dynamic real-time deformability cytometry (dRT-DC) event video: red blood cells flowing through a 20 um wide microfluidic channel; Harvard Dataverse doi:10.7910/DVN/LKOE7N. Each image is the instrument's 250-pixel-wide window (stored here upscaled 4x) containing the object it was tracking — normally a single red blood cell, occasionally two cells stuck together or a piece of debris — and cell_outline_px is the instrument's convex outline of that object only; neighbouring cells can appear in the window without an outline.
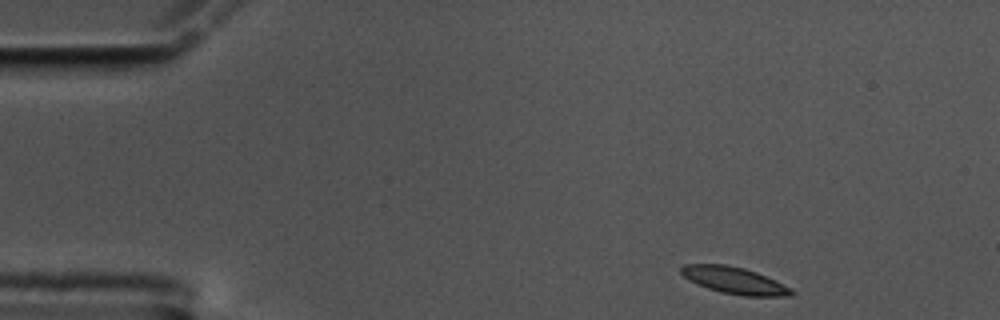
{"species": "common noctule bat (a hibernating species)", "species_latin": "Nyctalus noctula", "temperature_condition": "cold", "stored_images_in_passage": 45, "camera_frame_rate_fps": 3000, "um_per_image_px": 0.085, "animal": {"sex": "male", "body_mass_g": 17.5, "forearm_length_mm": 52.3}, "frame": {"image": 1, "passage_image": 1, "time_ms": 0.0, "image_size_px": [1000, 320], "cell_outline_px": [[796, 292], [792, 296], [744, 296], [720, 292], [696, 284], [684, 276], [680, 272], [680, 268], [684, 264], [728, 264], [744, 268], [756, 272], [792, 288]], "centroid_in_image_um": [62.43, 23.84], "position_along_channel_um": 22.6, "area_um2": 17.28}}
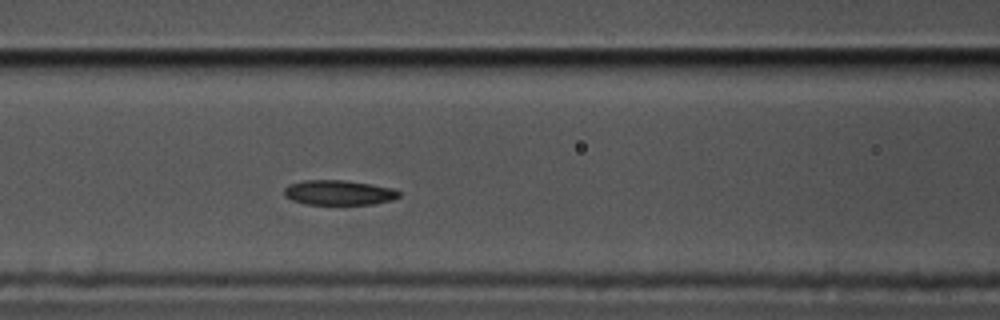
{"frame": {"image": 2, "passage_image": 18, "time_ms": 5.667, "image_size_px": [1000, 320], "cell_outline_px": [[400, 196], [392, 200], [372, 204], [304, 204], [292, 200], [284, 196], [284, 188], [288, 184], [304, 180], [344, 180], [392, 188], [400, 192]], "centroid_in_image_um": [28.75, 16.37], "position_along_channel_um": 137.8, "area_um2": 16.59}}
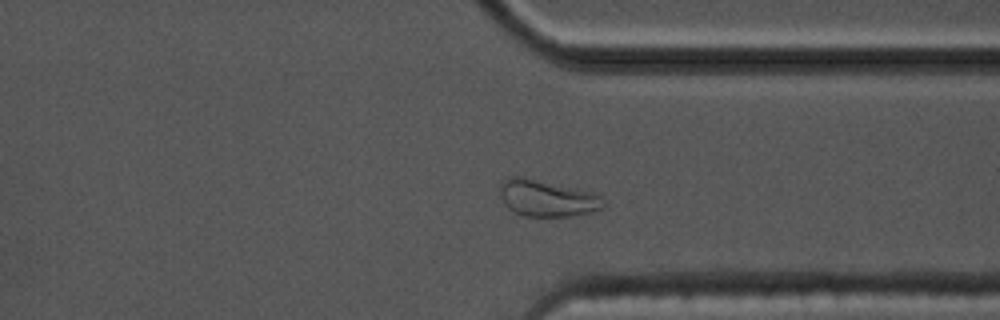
{"frame": {"image": 3, "passage_image": 38, "time_ms": 12.333, "image_size_px": [1000, 320], "cell_outline_px": [[604, 208], [572, 216], [524, 216], [512, 212], [508, 208], [500, 192], [500, 184], [504, 180], [512, 176], [524, 176], [592, 192], [600, 196], [604, 204]], "centroid_in_image_um": [46.48, 16.84], "position_along_channel_um": 364.9, "area_um2": 21.91}, "authors_computed_cell_mechanics": {"area_um2": 17.34, "velocity_mm_per_s": 3.4086, "shape_relaxation_time_tau1_ms": 5.0604, "shape_relaxation_time_tau2_ms": null, "deformation_change_tau1": 0.1292, "deformation_change_tau2": null}}